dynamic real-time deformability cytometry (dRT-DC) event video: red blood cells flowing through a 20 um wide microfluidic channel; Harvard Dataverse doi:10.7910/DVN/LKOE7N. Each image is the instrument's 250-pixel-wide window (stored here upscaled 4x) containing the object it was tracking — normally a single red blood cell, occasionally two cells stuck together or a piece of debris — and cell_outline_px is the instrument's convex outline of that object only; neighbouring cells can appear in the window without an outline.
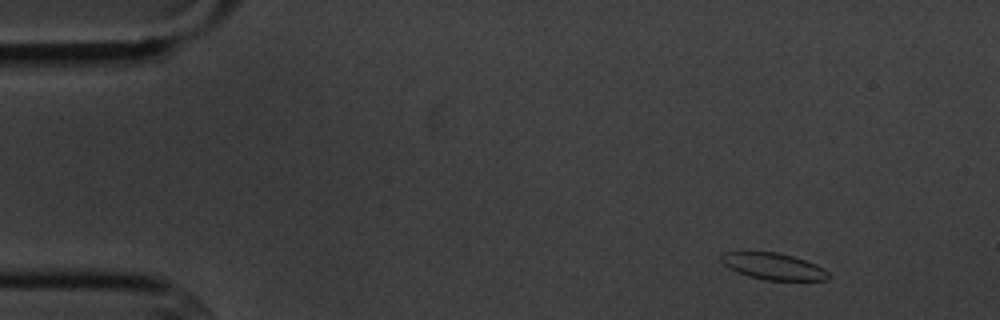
{"species": "common noctule bat (a hibernating species)", "species_latin": "Nyctalus noctula", "temperature_condition": "cold", "stored_images_in_passage": 5, "camera_frame_rate_fps": 3000, "um_per_image_px": 0.085, "animal": {"sex": "male", "body_mass_g": 20.1, "forearm_length_mm": 53.5}, "frame": {"image": 1, "passage_image": 2, "time_ms": 1.0, "image_size_px": [1000, 320], "cell_outline_px": [[828, 276], [824, 280], [764, 280], [748, 276], [736, 272], [728, 268], [720, 260], [720, 252], [780, 252], [816, 264], [824, 268], [828, 272]], "centroid_in_image_um": [65.68, 22.63], "position_along_channel_um": 19.3, "area_um2": 16.65}}